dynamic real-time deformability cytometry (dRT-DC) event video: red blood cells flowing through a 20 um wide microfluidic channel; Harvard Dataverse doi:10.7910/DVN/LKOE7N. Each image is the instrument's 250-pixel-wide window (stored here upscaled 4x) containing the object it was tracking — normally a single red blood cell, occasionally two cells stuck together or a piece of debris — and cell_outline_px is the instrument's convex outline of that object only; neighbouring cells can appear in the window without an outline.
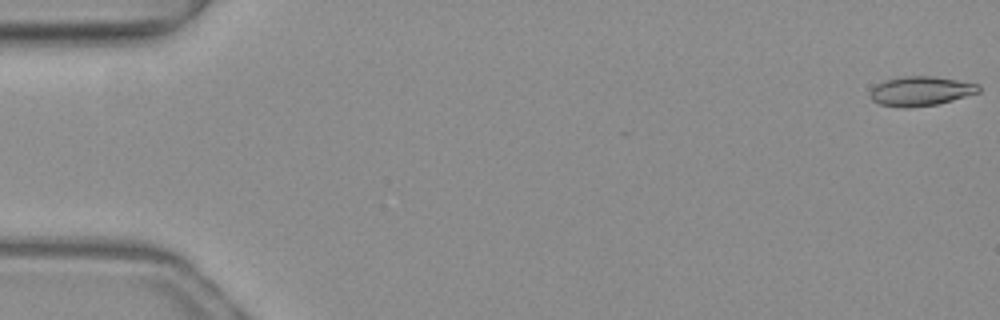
{"species": "common noctule bat (a hibernating species)", "species_latin": "Nyctalus noctula", "temperature_condition": "warm", "stored_images_in_passage": 52, "camera_frame_rate_fps": 3000, "um_per_image_px": 0.085, "animal": {"sex": "female", "body_mass_g": 19.3, "forearm_length_mm": 54.1}, "frame": {"image": 1, "passage_image": 1, "time_ms": 0.0, "image_size_px": [1000, 320], "cell_outline_px": [[980, 92], [952, 100], [936, 104], [908, 108], [900, 108], [880, 104], [872, 100], [872, 88], [876, 84], [888, 80], [904, 76], [932, 76], [980, 84]], "centroid_in_image_um": [78.28, 7.75], "position_along_channel_um": 6.7, "area_um2": 18.38}}
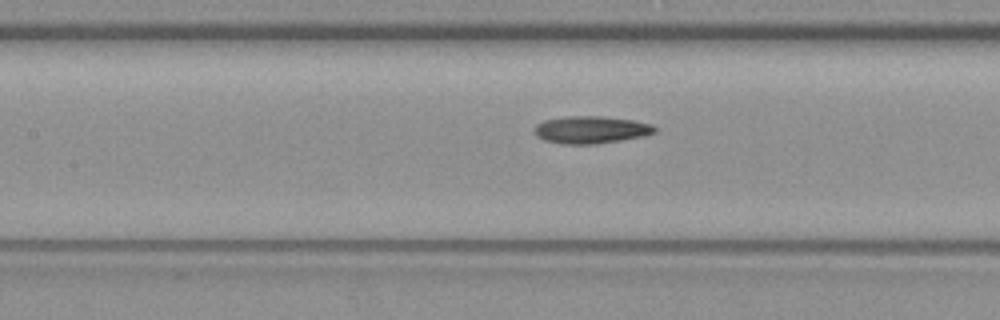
{"frame": {"image": 2, "passage_image": 24, "time_ms": 7.667, "image_size_px": [1000, 320], "cell_outline_px": [[656, 132], [644, 136], [596, 144], [564, 144], [544, 140], [536, 136], [536, 124], [544, 120], [564, 116], [604, 116], [632, 120], [652, 124], [656, 128]], "centroid_in_image_um": [50.24, 11.02], "position_along_channel_um": 157.2, "area_um2": 19.19}}
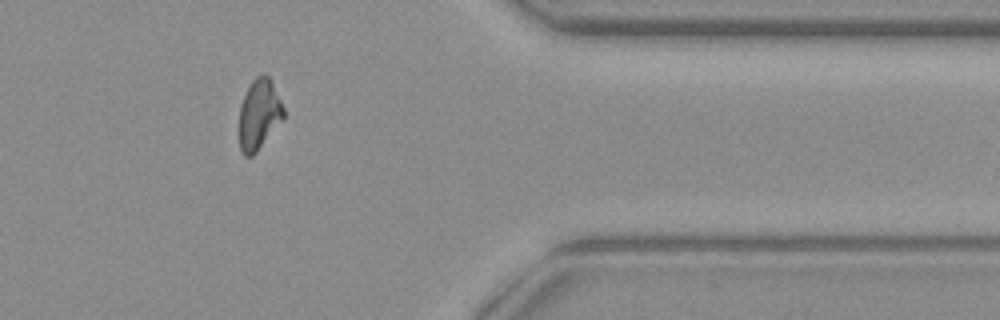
{"frame": {"image": 3, "passage_image": 43, "time_ms": 14.0, "image_size_px": [1000, 320], "cell_outline_px": [[284, 120], [256, 152], [252, 156], [244, 156], [240, 148], [240, 104], [252, 80], [256, 76], [264, 72], [272, 80], [284, 108]], "centroid_in_image_um": [22.05, 9.7], "position_along_channel_um": 389.4, "area_um2": 18.32}, "authors_computed_cell_mechanics": {"area_um2": 18.496, "velocity_mm_per_s": 4.0026, "shape_relaxation_time_tau1_ms": 5.2735, "shape_relaxation_time_tau2_ms": 4.5462, "deformation_change_tau1": 0.1662, "deformation_change_tau2": 0.1284}}